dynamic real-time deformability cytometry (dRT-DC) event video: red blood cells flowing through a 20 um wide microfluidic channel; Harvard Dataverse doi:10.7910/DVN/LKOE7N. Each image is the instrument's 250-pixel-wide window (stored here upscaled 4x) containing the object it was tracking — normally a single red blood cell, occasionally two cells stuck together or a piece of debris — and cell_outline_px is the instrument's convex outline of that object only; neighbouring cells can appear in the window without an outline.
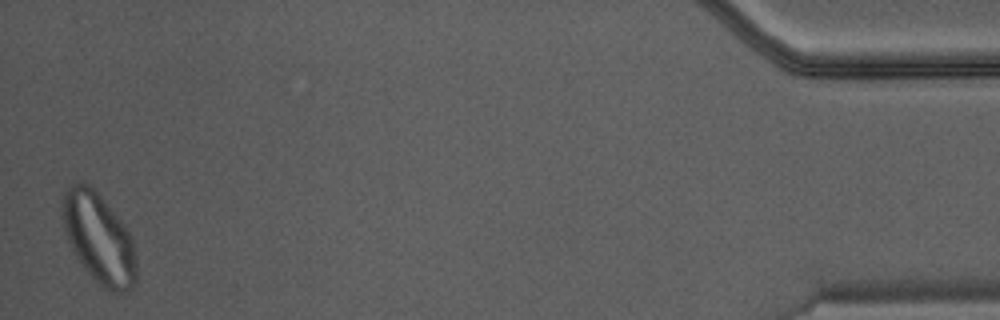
{"species": "Egyptian fruit bat (a non-hibernating species)", "species_latin": "Rousettus aegyptiacus", "temperature_condition": "warm", "stored_images_in_passage": 45, "camera_frame_rate_fps": 3000, "um_per_image_px": 0.085, "animal": {"sex": "male"}, "frame": {"image": 1, "passage_image": 45, "time_ms": 14.667, "image_size_px": [1000, 320], "cell_outline_px": [[136, 280], [132, 288], [128, 292], [116, 292], [104, 288], [84, 268], [76, 256], [68, 240], [64, 228], [60, 204], [64, 188], [76, 180], [80, 180], [88, 184], [100, 196], [124, 224], [132, 236], [136, 256]], "centroid_in_image_um": [8.38, 20.21], "position_along_channel_um": 426.8, "area_um2": 39.07}}